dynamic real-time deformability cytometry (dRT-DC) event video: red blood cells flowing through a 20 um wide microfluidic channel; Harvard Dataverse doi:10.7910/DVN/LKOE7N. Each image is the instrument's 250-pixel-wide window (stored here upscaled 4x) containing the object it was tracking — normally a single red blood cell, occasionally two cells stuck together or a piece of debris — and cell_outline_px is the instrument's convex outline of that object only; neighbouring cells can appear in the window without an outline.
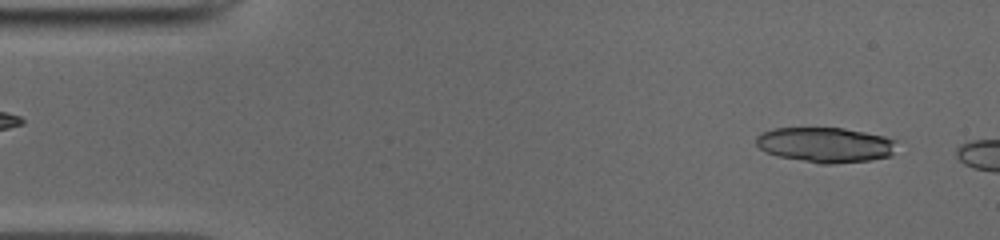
{"species": "common noctule bat (a hibernating species)", "species_latin": "Nyctalus noctula", "temperature_condition": "cold", "stored_images_in_passage": 6, "camera_frame_rate_fps": 3000, "um_per_image_px": 0.085, "animal": {"sex": "male", "body_mass_g": 19.0, "forearm_length_mm": 50.8}, "frame": {"image": 1, "passage_image": 3, "time_ms": 0.667, "image_size_px": [1000, 240], "cell_outline_px": [[896, 140], [892, 152], [888, 156], [868, 160], [828, 164], [820, 164], [780, 156], [768, 152], [760, 148], [756, 144], [756, 136], [764, 132], [776, 128], [844, 128], [884, 136]], "centroid_in_image_um": [70.14, 12.3], "position_along_channel_um": 14.9, "area_um2": 28.26}}